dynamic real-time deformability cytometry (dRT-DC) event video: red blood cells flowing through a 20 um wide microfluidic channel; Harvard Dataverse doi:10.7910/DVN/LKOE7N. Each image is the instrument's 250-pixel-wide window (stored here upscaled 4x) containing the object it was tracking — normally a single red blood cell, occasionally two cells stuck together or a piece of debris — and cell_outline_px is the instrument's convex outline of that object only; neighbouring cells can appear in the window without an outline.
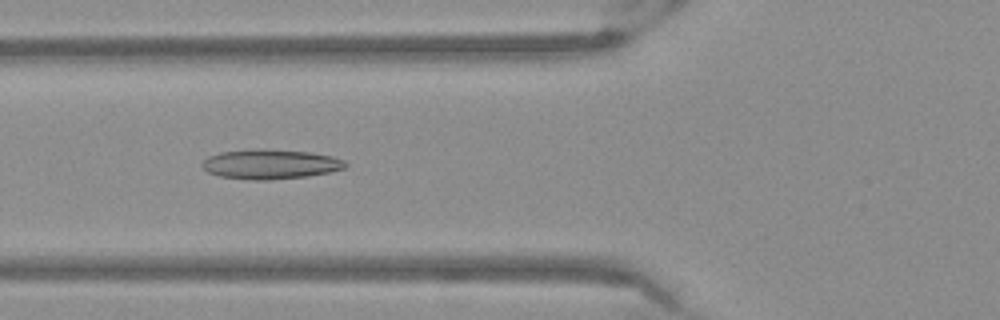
{"species": "Egyptian fruit bat (a non-hibernating species)", "species_latin": "Rousettus aegyptiacus", "temperature_condition": "warm", "stored_images_in_passage": 53, "camera_frame_rate_fps": 3000, "um_per_image_px": 0.085, "frame": {"image": 1, "passage_image": 20, "time_ms": 6.333, "image_size_px": [1000, 320], "cell_outline_px": [[348, 164], [344, 168], [328, 172], [308, 176], [268, 180], [248, 180], [220, 176], [208, 172], [200, 164], [208, 156], [220, 152], [308, 152], [332, 156], [344, 160]], "centroid_in_image_um": [22.99, 14.01], "position_along_channel_um": 102.8, "area_um2": 23.52}}
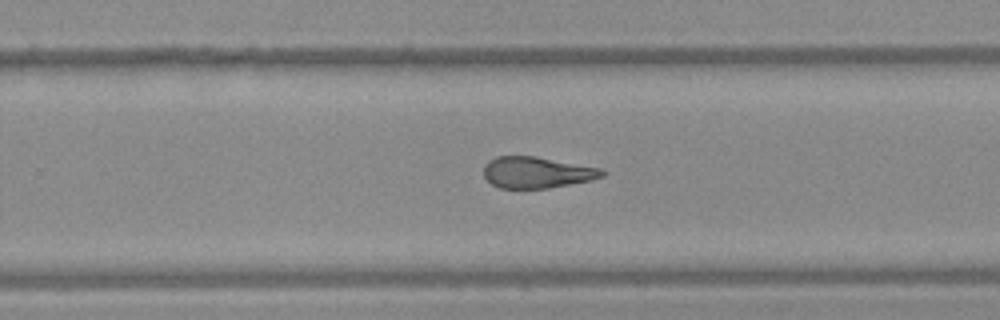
{"frame": {"image": 2, "passage_image": 34, "time_ms": 11.0, "image_size_px": [1000, 320], "cell_outline_px": [[604, 176], [592, 180], [548, 188], [500, 188], [492, 184], [484, 176], [484, 164], [488, 160], [496, 156], [536, 156], [604, 168]], "centroid_in_image_um": [45.65, 14.64], "position_along_channel_um": 284.2, "area_um2": 21.79}}
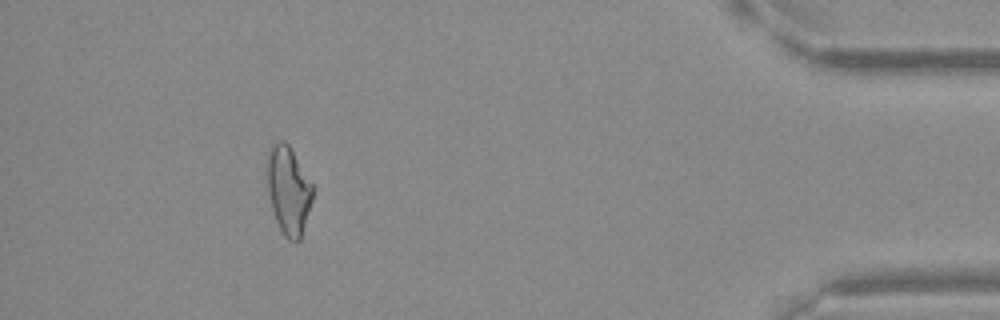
{"frame": {"image": 3, "passage_image": 48, "time_ms": 15.667, "image_size_px": [1000, 320], "cell_outline_px": [[312, 200], [300, 240], [288, 240], [284, 236], [276, 220], [272, 208], [268, 192], [268, 152], [272, 144], [276, 140], [284, 140], [288, 144], [312, 184]], "centroid_in_image_um": [24.51, 16.17], "position_along_channel_um": 410.7, "area_um2": 22.89}}